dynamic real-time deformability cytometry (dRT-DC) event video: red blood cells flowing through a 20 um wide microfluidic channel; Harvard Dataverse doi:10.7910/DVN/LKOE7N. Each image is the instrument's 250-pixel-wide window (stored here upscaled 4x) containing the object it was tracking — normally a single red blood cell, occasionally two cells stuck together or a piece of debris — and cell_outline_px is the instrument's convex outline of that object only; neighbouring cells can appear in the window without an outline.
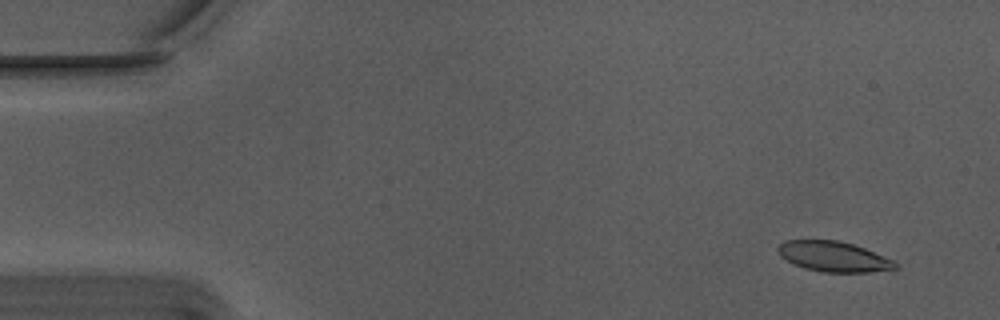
{"species": "Egyptian fruit bat (a non-hibernating species)", "species_latin": "Rousettus aegyptiacus", "temperature_condition": "warm", "stored_images_in_passage": 44, "camera_frame_rate_fps": 3000, "um_per_image_px": 0.085, "animal": {"sex": "male"}, "frame": {"image": 1, "passage_image": 1, "time_ms": 0.0, "image_size_px": [1000, 320], "cell_outline_px": [[900, 268], [868, 272], [820, 272], [804, 268], [792, 264], [780, 256], [776, 252], [776, 248], [784, 240], [836, 240], [852, 244], [864, 248], [892, 260], [900, 264]], "centroid_in_image_um": [70.81, 21.81], "position_along_channel_um": 14.2, "area_um2": 20.81}}
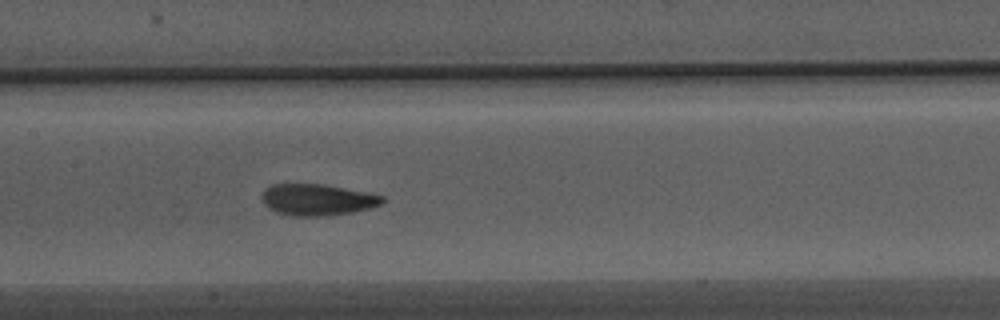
{"frame": {"image": 2, "passage_image": 24, "time_ms": 7.667, "image_size_px": [1000, 320], "cell_outline_px": [[388, 200], [380, 204], [368, 208], [352, 212], [328, 216], [292, 216], [276, 212], [268, 208], [264, 204], [260, 196], [264, 188], [272, 184], [324, 184], [384, 196]], "centroid_in_image_um": [26.93, 16.98], "position_along_channel_um": 180.5, "area_um2": 22.2}}
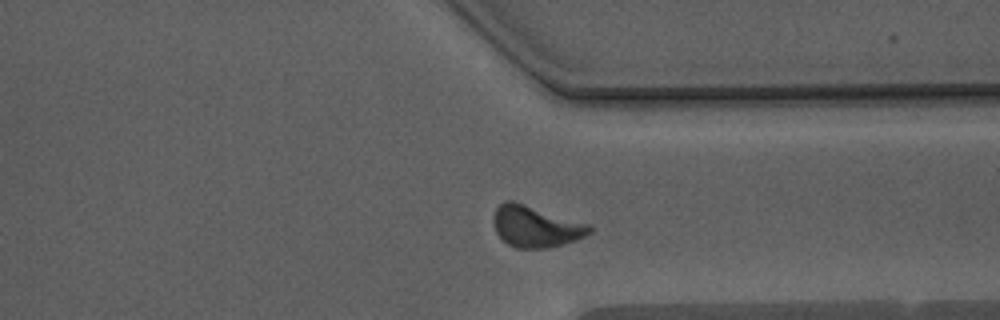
{"frame": {"image": 3, "passage_image": 39, "time_ms": 12.667, "image_size_px": [1000, 320], "cell_outline_px": [[592, 232], [576, 240], [548, 248], [516, 248], [508, 244], [496, 232], [492, 220], [492, 216], [496, 208], [504, 200], [512, 200], [588, 224], [592, 228]], "centroid_in_image_um": [45.5, 19.25], "position_along_channel_um": 365.9, "area_um2": 22.95}, "authors_computed_cell_mechanics": {"area_um2": 21.7906, "velocity_mm_per_s": 3.7192, "shape_relaxation_time_tau1_ms": 3.8184, "shape_relaxation_time_tau2_ms": 1.3631, "deformation_change_tau1": 0.1275, "deformation_change_tau2": 0.0712}}